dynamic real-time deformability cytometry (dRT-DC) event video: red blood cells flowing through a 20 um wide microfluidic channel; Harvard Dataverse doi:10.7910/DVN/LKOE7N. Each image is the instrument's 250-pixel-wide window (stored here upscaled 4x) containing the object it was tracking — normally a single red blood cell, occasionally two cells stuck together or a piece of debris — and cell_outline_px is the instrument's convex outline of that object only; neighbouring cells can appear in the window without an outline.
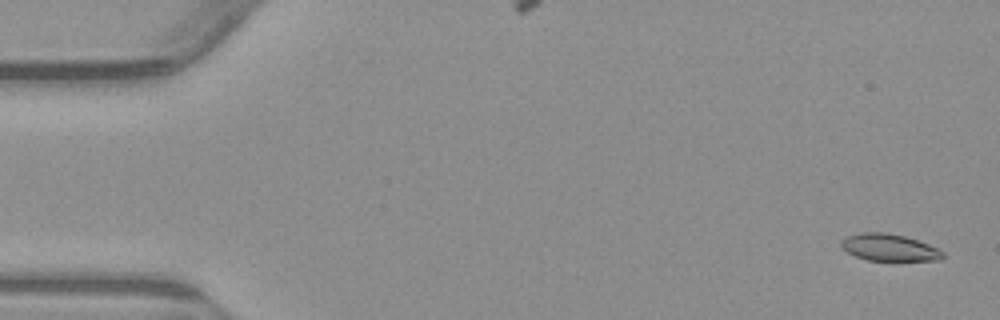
{"species": "common noctule bat (a hibernating species)", "species_latin": "Nyctalus noctula", "temperature_condition": "warm", "stored_images_in_passage": 16, "camera_frame_rate_fps": 3000, "um_per_image_px": 0.085, "animal": {"sex": "male", "body_mass_g": 23.1, "forearm_length_mm": 52.7}, "frame": {"image": 1, "passage_image": 2, "time_ms": 0.333, "image_size_px": [1000, 320], "cell_outline_px": [[944, 256], [940, 260], [892, 264], [868, 260], [856, 256], [840, 248], [840, 240], [848, 236], [860, 232], [884, 232], [904, 236], [928, 244], [944, 252]], "centroid_in_image_um": [75.6, 21.1], "position_along_channel_um": 9.4, "area_um2": 16.88}}
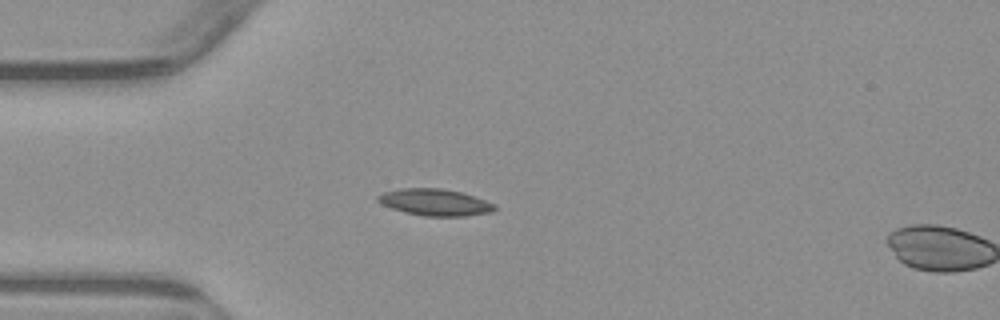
{"frame": {"image": 2, "passage_image": 15, "time_ms": 4.667, "image_size_px": [1000, 320], "cell_outline_px": [[496, 208], [492, 212], [464, 216], [424, 216], [392, 208], [376, 200], [376, 196], [384, 192], [400, 188], [440, 188], [460, 192], [496, 204]], "centroid_in_image_um": [36.97, 17.19], "position_along_channel_um": 48.0, "area_um2": 17.92}}